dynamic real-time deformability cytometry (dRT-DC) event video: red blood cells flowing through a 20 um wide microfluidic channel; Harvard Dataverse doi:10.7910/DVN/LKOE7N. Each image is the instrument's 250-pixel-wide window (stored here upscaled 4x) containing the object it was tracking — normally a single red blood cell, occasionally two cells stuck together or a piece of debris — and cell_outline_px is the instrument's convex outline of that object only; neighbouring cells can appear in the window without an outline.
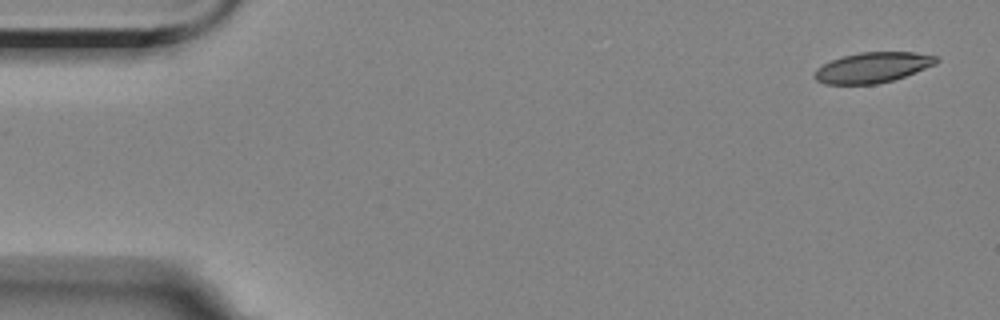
{"species": "Egyptian fruit bat (a non-hibernating species)", "species_latin": "Rousettus aegyptiacus", "temperature_condition": "room temperature", "stored_images_in_passage": 4, "camera_frame_rate_fps": 3000, "um_per_image_px": 0.085, "animal": {"sex": "female"}, "frame": {"image": 1, "passage_image": 1, "time_ms": 0.0, "image_size_px": [1000, 320], "cell_outline_px": [[940, 60], [936, 64], [904, 76], [892, 80], [876, 84], [824, 84], [816, 80], [812, 76], [816, 68], [832, 60], [844, 56], [860, 52], [916, 52], [940, 56]], "centroid_in_image_um": [74.18, 5.73], "position_along_channel_um": 10.8, "area_um2": 21.62}}
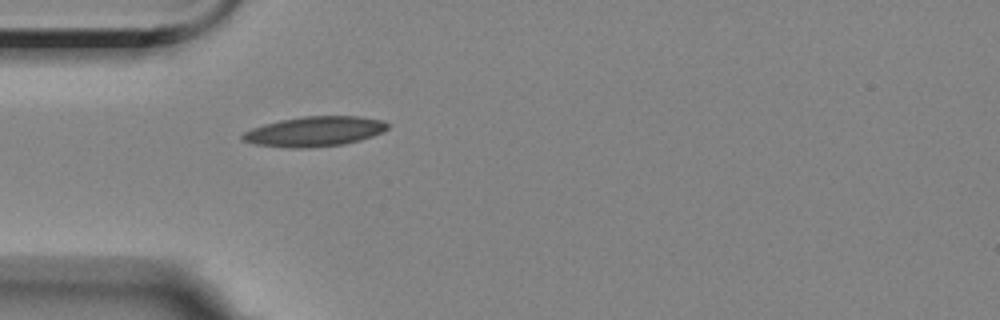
{"frame": {"image": 2, "passage_image": 4, "time_ms": 4.667, "image_size_px": [1000, 320], "cell_outline_px": [[388, 128], [384, 132], [360, 140], [344, 144], [308, 148], [292, 148], [256, 144], [240, 140], [240, 136], [244, 132], [252, 128], [264, 124], [280, 120], [304, 116], [360, 116], [384, 120], [388, 124]], "centroid_in_image_um": [26.75, 11.17], "position_along_channel_um": 58.3, "area_um2": 25.43}}